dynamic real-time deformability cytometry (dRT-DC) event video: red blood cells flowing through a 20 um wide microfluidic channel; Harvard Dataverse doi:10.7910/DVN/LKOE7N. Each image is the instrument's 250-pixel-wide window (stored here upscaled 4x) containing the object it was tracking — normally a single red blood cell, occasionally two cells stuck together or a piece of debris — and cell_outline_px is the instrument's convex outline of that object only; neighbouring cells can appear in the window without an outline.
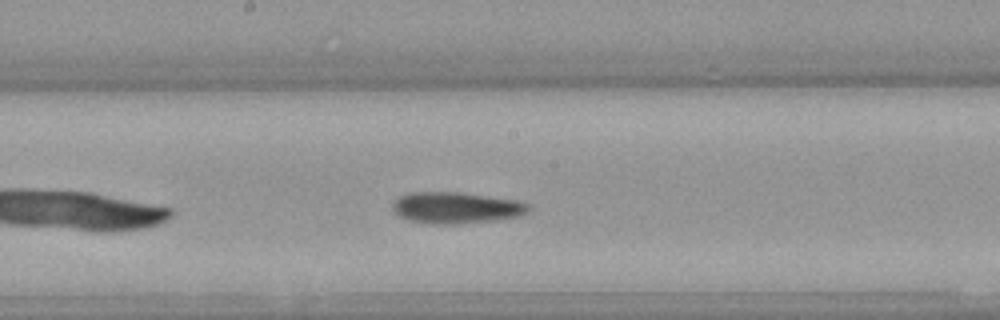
{"species": "Egyptian fruit bat (a non-hibernating species)", "species_latin": "Rousettus aegyptiacus", "temperature_condition": "warm", "stored_images_in_passage": 17, "camera_frame_rate_fps": 3000, "um_per_image_px": 0.085, "animal": {"sex": "female"}, "frame": {"image": 1, "passage_image": 12, "time_ms": 3.667, "image_size_px": [1000, 320], "cell_outline_px": [[528, 212], [520, 216], [492, 220], [452, 224], [432, 224], [408, 220], [392, 212], [392, 200], [408, 192], [460, 192], [516, 200], [528, 204]], "centroid_in_image_um": [38.69, 17.65], "position_along_channel_um": 209.5, "area_um2": 24.85}}
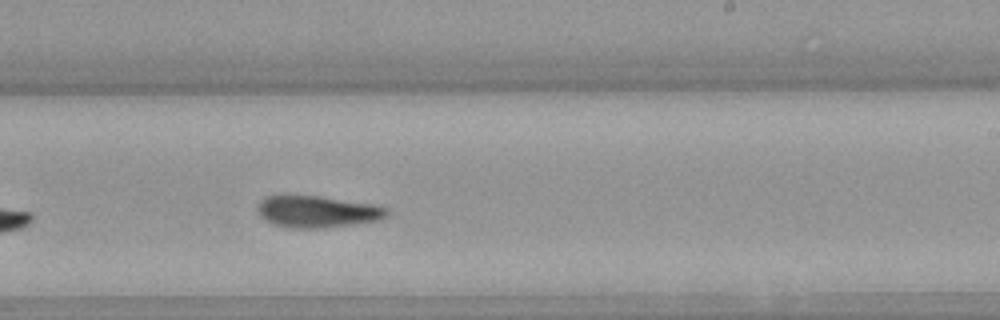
{"frame": {"image": 2, "passage_image": 16, "time_ms": 5.0, "image_size_px": [1000, 320], "cell_outline_px": [[388, 216], [380, 220], [324, 228], [288, 228], [276, 224], [268, 220], [256, 208], [268, 196], [320, 196], [372, 204], [388, 208]], "centroid_in_image_um": [27.06, 18.0], "position_along_channel_um": 261.9, "area_um2": 23.41}}